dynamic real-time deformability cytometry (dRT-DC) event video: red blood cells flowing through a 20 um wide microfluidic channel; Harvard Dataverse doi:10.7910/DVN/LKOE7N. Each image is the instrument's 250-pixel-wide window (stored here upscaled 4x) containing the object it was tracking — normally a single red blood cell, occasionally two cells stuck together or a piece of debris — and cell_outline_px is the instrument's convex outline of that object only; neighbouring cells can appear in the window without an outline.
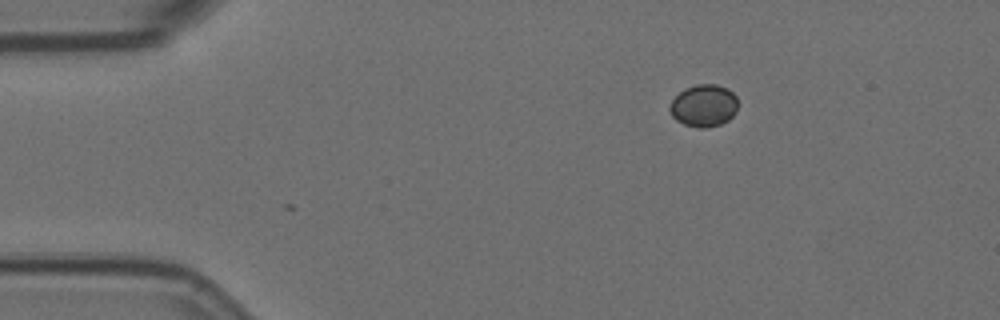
{"species": "Egyptian fruit bat (a non-hibernating species)", "species_latin": "Rousettus aegyptiacus", "temperature_condition": "room temperature", "stored_images_in_passage": 3, "camera_frame_rate_fps": 3000, "um_per_image_px": 0.085, "animal": {"sex": "female"}, "frame": {"image": 1, "passage_image": 1, "time_ms": 0.0, "image_size_px": [1000, 320], "cell_outline_px": [[736, 112], [728, 120], [720, 124], [704, 128], [700, 128], [684, 124], [676, 120], [672, 116], [668, 108], [672, 100], [684, 88], [696, 84], [716, 84], [728, 88], [736, 96]], "centroid_in_image_um": [59.81, 8.97], "position_along_channel_um": 25.2, "area_um2": 16.76}}